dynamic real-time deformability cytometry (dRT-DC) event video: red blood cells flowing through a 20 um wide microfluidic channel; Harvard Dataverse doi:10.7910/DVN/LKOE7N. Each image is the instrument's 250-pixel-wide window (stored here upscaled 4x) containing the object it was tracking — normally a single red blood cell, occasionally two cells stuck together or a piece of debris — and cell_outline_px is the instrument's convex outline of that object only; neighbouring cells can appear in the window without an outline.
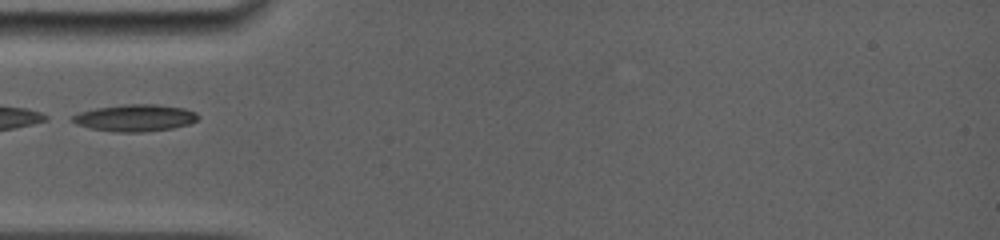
{"species": "common noctule bat (a hibernating species)", "species_latin": "Nyctalus noctula", "temperature_condition": "room temperature", "stored_images_in_passage": 12, "camera_frame_rate_fps": 5000, "um_per_image_px": 0.085, "animal": {"sex": "female", "body_mass_g": 19.0, "forearm_length_mm": 56.7}, "frame": {"image": 1, "passage_image": 1, "time_ms": 0.0, "image_size_px": [1000, 240], "cell_outline_px": [[200, 116], [196, 120], [188, 124], [172, 128], [144, 132], [116, 132], [88, 128], [76, 124], [72, 120], [72, 116], [80, 112], [96, 108], [124, 104], [156, 104], [184, 108], [196, 112]], "centroid_in_image_um": [11.48, 10.02], "position_along_channel_um": 73.5, "area_um2": 19.71}}
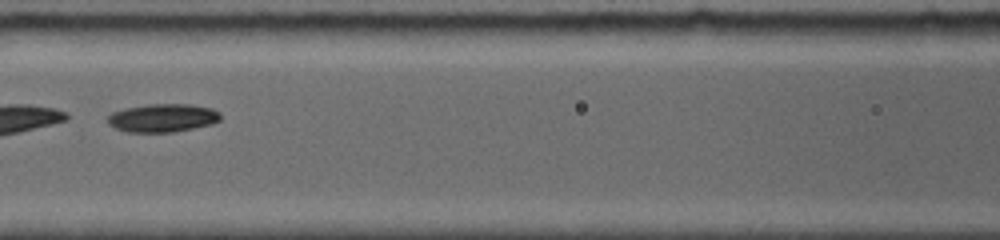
{"frame": {"image": 2, "passage_image": 3, "time_ms": 2.0, "image_size_px": [1000, 240], "cell_outline_px": [[220, 120], [212, 124], [172, 132], [124, 132], [108, 124], [108, 116], [112, 112], [124, 108], [148, 104], [188, 104], [212, 108], [220, 112]], "centroid_in_image_um": [13.81, 10.02], "position_along_channel_um": 152.8, "area_um2": 18.61}}
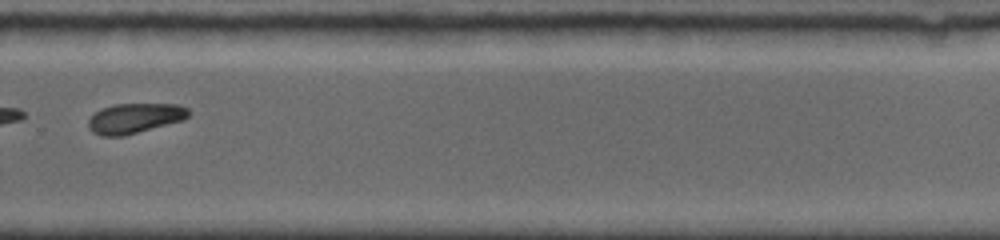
{"frame": {"image": 3, "passage_image": 10, "time_ms": 6.2, "image_size_px": [1000, 240], "cell_outline_px": [[188, 116], [184, 120], [124, 136], [100, 136], [92, 132], [88, 128], [88, 120], [100, 108], [116, 104], [180, 104], [188, 108]], "centroid_in_image_um": [11.44, 10.05], "position_along_channel_um": 318.4, "area_um2": 17.63}}